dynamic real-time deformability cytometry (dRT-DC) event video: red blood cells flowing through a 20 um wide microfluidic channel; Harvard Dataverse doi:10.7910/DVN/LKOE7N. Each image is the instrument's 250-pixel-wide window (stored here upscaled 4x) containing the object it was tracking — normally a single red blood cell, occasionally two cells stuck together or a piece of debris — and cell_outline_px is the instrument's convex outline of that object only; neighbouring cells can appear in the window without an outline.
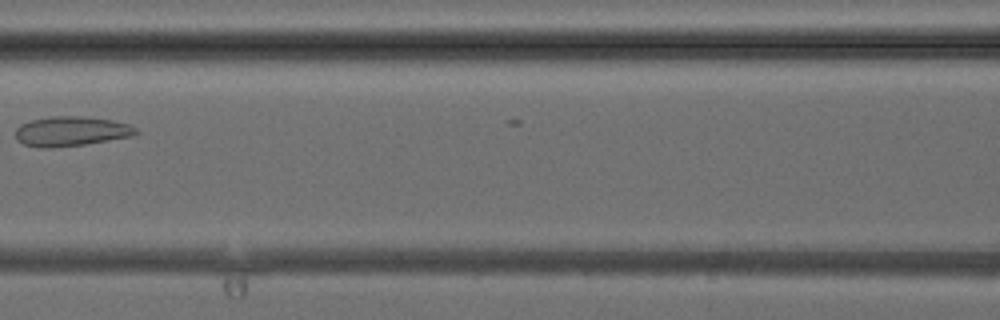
{"species": "common noctule bat (a hibernating species)", "species_latin": "Nyctalus noctula", "temperature_condition": "cold", "stored_images_in_passage": 3, "camera_frame_rate_fps": 3000, "um_per_image_px": 0.085, "animal": {"sex": "female", "body_mass_g": 24.6, "forearm_length_mm": 56.2}, "frame": {"image": 1, "passage_image": 3, "time_ms": 2.0, "image_size_px": [1000, 320], "cell_outline_px": [[140, 132], [132, 136], [84, 144], [52, 148], [40, 148], [24, 144], [16, 140], [16, 128], [20, 124], [32, 120], [52, 116], [84, 116], [112, 120], [128, 124], [136, 128]], "centroid_in_image_um": [6.03, 11.16], "position_along_channel_um": 160.6, "area_um2": 20.87}}